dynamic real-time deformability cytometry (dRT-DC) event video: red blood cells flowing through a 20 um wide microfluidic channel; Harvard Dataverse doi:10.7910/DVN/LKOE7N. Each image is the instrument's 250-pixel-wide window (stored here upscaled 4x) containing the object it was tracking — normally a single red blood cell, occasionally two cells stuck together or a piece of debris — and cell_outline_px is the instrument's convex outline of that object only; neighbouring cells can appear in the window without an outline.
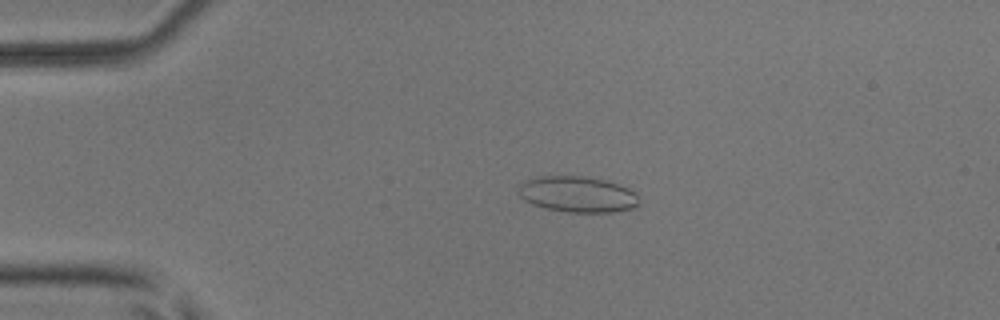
{"species": "common noctule bat (a hibernating species)", "species_latin": "Nyctalus noctula", "temperature_condition": "room temperature", "stored_images_in_passage": 5, "camera_frame_rate_fps": 3000, "um_per_image_px": 0.085, "animal": {"sex": "male", "body_mass_g": 17.9, "forearm_length_mm": 54.2}, "frame": {"image": 1, "passage_image": 4, "time_ms": 1.0, "image_size_px": [1000, 320], "cell_outline_px": [[640, 204], [636, 208], [612, 212], [568, 212], [544, 208], [532, 204], [524, 200], [520, 196], [520, 184], [528, 180], [540, 176], [584, 176], [604, 180], [628, 188], [636, 192]], "centroid_in_image_um": [49.13, 16.53], "position_along_channel_um": 35.9, "area_um2": 25.2}}